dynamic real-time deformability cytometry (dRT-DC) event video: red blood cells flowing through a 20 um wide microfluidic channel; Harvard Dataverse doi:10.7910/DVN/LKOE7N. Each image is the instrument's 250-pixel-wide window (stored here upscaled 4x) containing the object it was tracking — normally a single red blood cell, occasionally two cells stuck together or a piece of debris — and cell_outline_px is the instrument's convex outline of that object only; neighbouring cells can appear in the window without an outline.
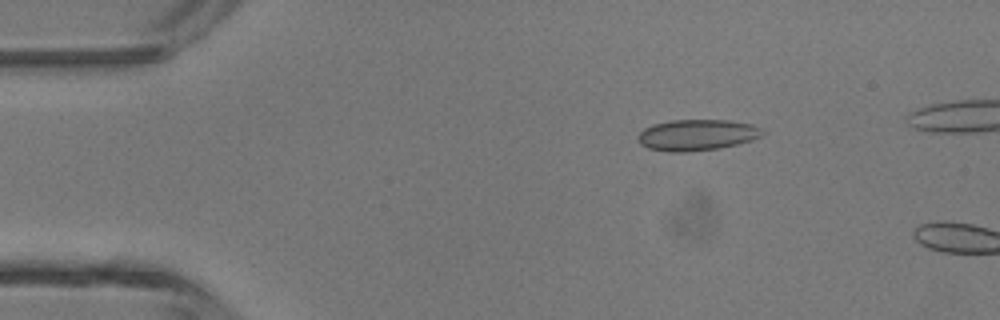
{"species": "common noctule bat (a hibernating species)", "species_latin": "Nyctalus noctula", "temperature_condition": "room temperature", "stored_images_in_passage": 3, "camera_frame_rate_fps": 3000, "um_per_image_px": 0.085, "animal": {"sex": "male", "body_mass_g": 13.3}, "frame": {"image": 1, "passage_image": 2, "time_ms": 0.333, "image_size_px": [1000, 320], "cell_outline_px": [[764, 132], [760, 136], [752, 140], [720, 148], [688, 152], [668, 152], [648, 148], [640, 144], [636, 140], [636, 136], [644, 128], [652, 124], [672, 120], [728, 120], [752, 124], [764, 128]], "centroid_in_image_um": [59.21, 11.47], "position_along_channel_um": 25.8, "area_um2": 22.83}}